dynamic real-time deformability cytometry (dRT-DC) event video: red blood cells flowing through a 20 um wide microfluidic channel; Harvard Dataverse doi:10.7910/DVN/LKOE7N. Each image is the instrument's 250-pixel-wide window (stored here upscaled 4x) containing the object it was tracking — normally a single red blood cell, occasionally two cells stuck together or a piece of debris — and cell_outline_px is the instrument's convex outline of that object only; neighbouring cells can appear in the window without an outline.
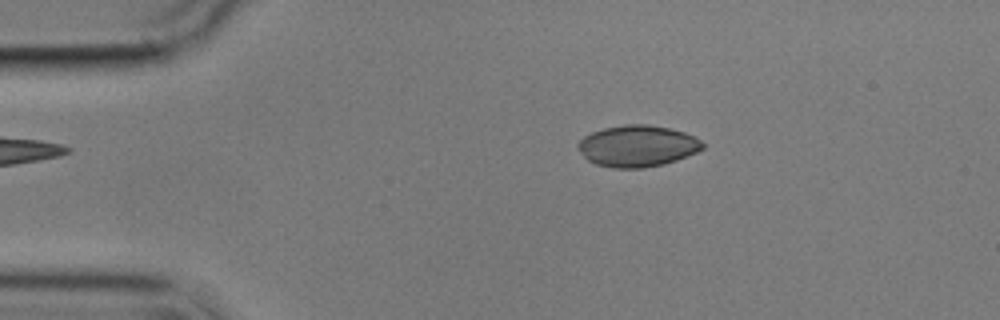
{"species": "common noctule bat (a hibernating species)", "species_latin": "Nyctalus noctula", "temperature_condition": "cold", "stored_images_in_passage": 54, "camera_frame_rate_fps": 3000, "um_per_image_px": 0.085, "animal": {"sex": "male", "body_mass_g": 17.9}, "frame": {"image": 1, "passage_image": 9, "time_ms": 2.667, "image_size_px": [1000, 320], "cell_outline_px": [[704, 148], [696, 152], [676, 160], [664, 164], [644, 168], [612, 168], [596, 164], [588, 160], [576, 148], [576, 144], [584, 136], [592, 132], [604, 128], [624, 124], [648, 124], [668, 128], [684, 132], [700, 140], [704, 144]], "centroid_in_image_um": [54.15, 12.41], "position_along_channel_um": 30.9, "area_um2": 30.11}}
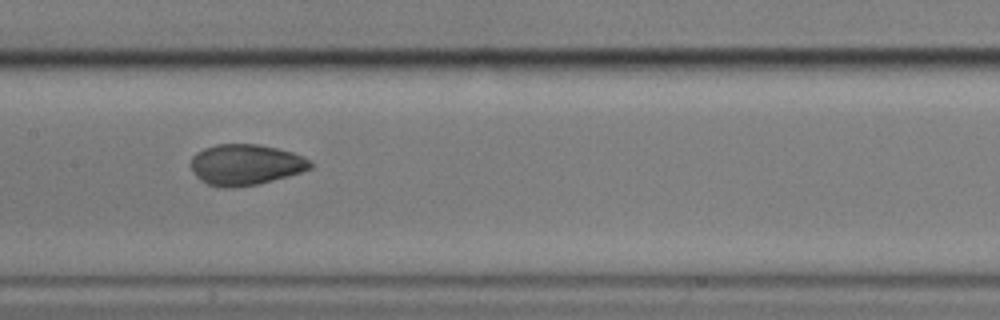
{"frame": {"image": 2, "passage_image": 26, "time_ms": 8.333, "image_size_px": [1000, 320], "cell_outline_px": [[312, 168], [288, 176], [260, 184], [232, 188], [224, 188], [208, 184], [200, 180], [196, 176], [188, 164], [192, 156], [196, 152], [204, 148], [216, 144], [260, 144], [292, 152], [304, 156], [312, 164]], "centroid_in_image_um": [20.84, 14.0], "position_along_channel_um": 186.6, "area_um2": 28.73}}
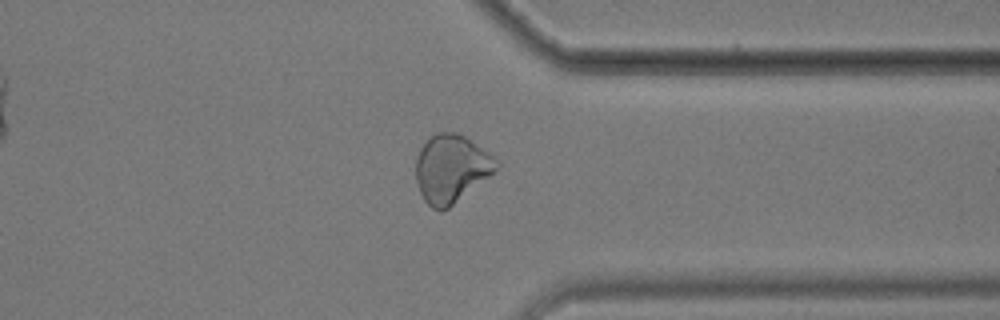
{"frame": {"image": 3, "passage_image": 42, "time_ms": 13.667, "image_size_px": [1000, 320], "cell_outline_px": [[500, 168], [496, 172], [448, 208], [432, 208], [424, 200], [420, 192], [416, 180], [416, 160], [420, 148], [436, 132], [456, 132], [464, 136], [488, 152], [500, 164]], "centroid_in_image_um": [38.38, 14.32], "position_along_channel_um": 373.0, "area_um2": 31.56}, "authors_computed_cell_mechanics": {"area_um2": 29.3624, "velocity_mm_per_s": 3.5629, "shape_relaxation_time_tau1_ms": 6.4218, "shape_relaxation_time_tau2_ms": 1.7246, "deformation_change_tau1": 0.1839, "deformation_change_tau2": 0.047}}